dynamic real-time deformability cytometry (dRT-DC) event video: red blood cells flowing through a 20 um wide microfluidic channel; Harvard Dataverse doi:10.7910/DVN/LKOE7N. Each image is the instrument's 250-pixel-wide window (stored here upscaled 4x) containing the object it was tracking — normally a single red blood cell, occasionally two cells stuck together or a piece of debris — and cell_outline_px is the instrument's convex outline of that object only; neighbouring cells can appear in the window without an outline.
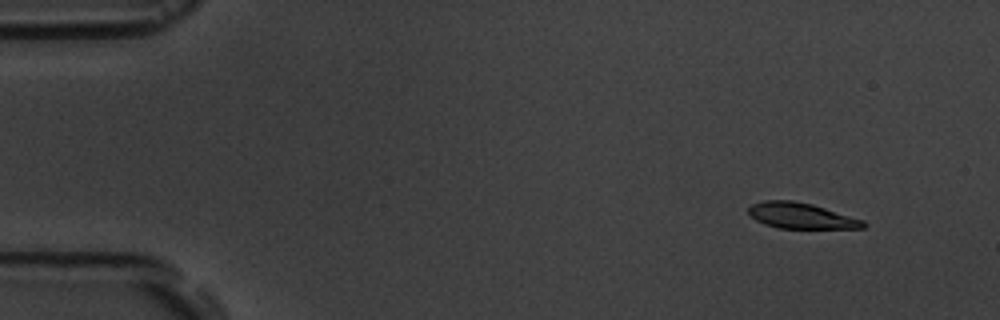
{"species": "common noctule bat (a hibernating species)", "species_latin": "Nyctalus noctula", "temperature_condition": "room temperature", "stored_images_in_passage": 10, "camera_frame_rate_fps": 3000, "um_per_image_px": 0.085, "animal": {"sex": "male", "body_mass_g": 19.5, "forearm_length_mm": 54.6}, "frame": {"image": 1, "passage_image": 2, "time_ms": 1.333, "image_size_px": [1000, 320], "cell_outline_px": [[868, 224], [864, 228], [776, 228], [764, 224], [756, 220], [748, 212], [748, 208], [752, 204], [764, 200], [792, 200], [812, 204], [864, 220]], "centroid_in_image_um": [68.09, 18.34], "position_along_channel_um": 16.9, "area_um2": 17.22}}
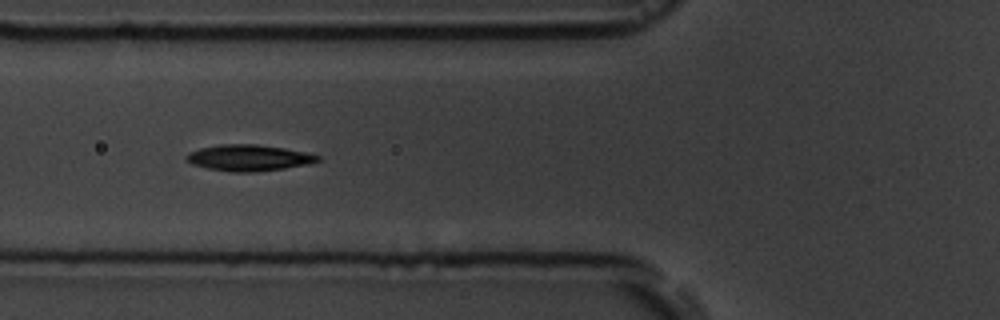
{"frame": {"image": 2, "passage_image": 6, "time_ms": 6.667, "image_size_px": [1000, 320], "cell_outline_px": [[320, 160], [308, 164], [284, 168], [256, 172], [232, 172], [208, 168], [192, 164], [184, 160], [184, 156], [188, 152], [200, 148], [220, 144], [256, 144], [284, 148], [304, 152], [320, 156]], "centroid_in_image_um": [21.09, 13.41], "position_along_channel_um": 104.7, "area_um2": 20.06}}
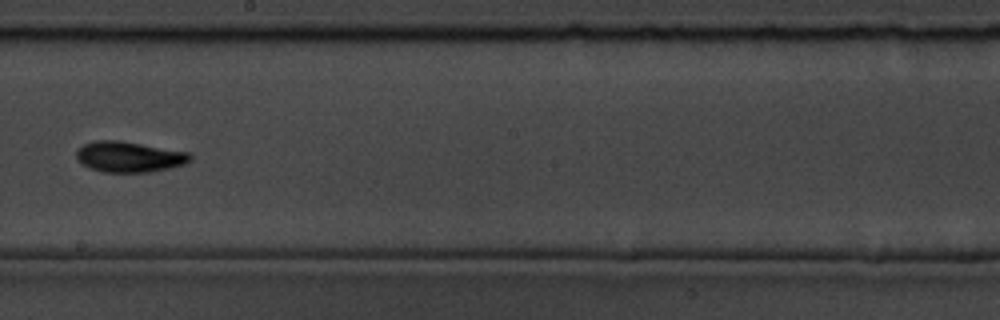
{"frame": {"image": 3, "passage_image": 9, "time_ms": 10.333, "image_size_px": [1000, 320], "cell_outline_px": [[192, 160], [184, 164], [152, 172], [104, 172], [88, 168], [80, 164], [76, 160], [76, 152], [84, 144], [96, 140], [120, 140], [188, 152], [192, 156]], "centroid_in_image_um": [10.95, 13.33], "position_along_channel_um": 237.3, "area_um2": 20.46}}